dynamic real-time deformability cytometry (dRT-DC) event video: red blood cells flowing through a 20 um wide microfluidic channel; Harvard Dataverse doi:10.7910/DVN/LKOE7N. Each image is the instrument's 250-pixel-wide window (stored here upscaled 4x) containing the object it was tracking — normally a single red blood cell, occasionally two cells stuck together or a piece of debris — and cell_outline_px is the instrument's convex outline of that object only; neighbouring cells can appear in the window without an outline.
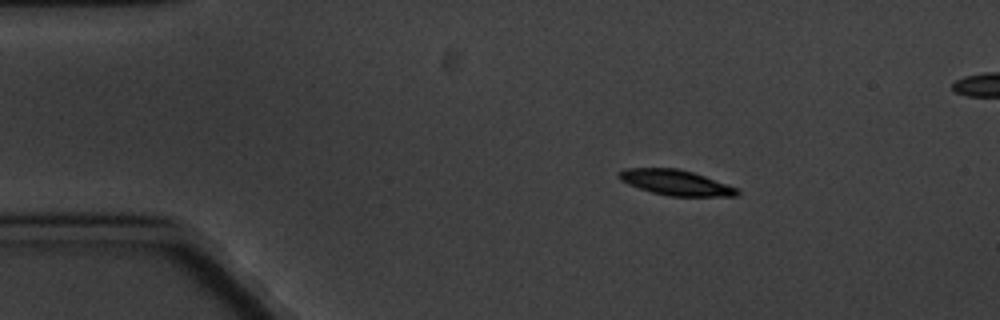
{"species": "common noctule bat (a hibernating species)", "species_latin": "Nyctalus noctula", "temperature_condition": "cold", "stored_images_in_passage": 5, "segment_of_instrument_passage": [1, 2], "camera_frame_rate_fps": 3000, "um_per_image_px": 0.085, "animal": {"sex": "male", "body_mass_g": 20.1, "forearm_length_mm": 53.5}, "frame": {"image": 1, "passage_image": 3, "time_ms": 2.0, "image_size_px": [1000, 320], "cell_outline_px": [[740, 196], [668, 196], [652, 192], [628, 184], [620, 180], [616, 176], [624, 168], [676, 168], [692, 172], [704, 176], [736, 188], [740, 192]], "centroid_in_image_um": [57.41, 15.52], "position_along_channel_um": 27.6, "area_um2": 17.28}}